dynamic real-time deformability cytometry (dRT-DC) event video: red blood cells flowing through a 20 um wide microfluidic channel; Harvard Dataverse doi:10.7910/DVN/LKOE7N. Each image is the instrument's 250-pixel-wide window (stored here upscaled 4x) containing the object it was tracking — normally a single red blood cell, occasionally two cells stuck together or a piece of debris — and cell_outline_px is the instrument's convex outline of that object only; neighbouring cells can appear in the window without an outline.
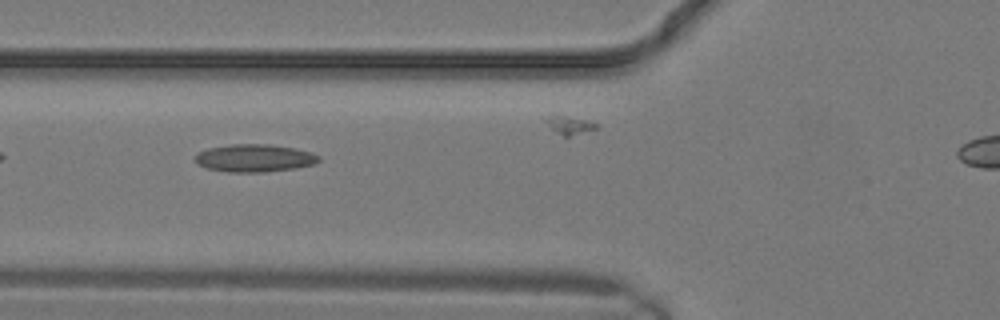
{"species": "common noctule bat (a hibernating species)", "species_latin": "Nyctalus noctula", "temperature_condition": "warm", "stored_images_in_passage": 7, "camera_frame_rate_fps": 3000, "um_per_image_px": 0.085, "animal": {"sex": "male", "body_mass_g": 19.2, "forearm_length_mm": 51.8}, "frame": {"image": 1, "passage_image": 3, "time_ms": 0.667, "image_size_px": [1000, 320], "cell_outline_px": [[320, 160], [316, 164], [296, 168], [264, 172], [228, 172], [208, 168], [196, 164], [196, 156], [200, 152], [208, 148], [228, 144], [272, 144], [296, 148], [312, 152], [320, 156]], "centroid_in_image_um": [21.68, 13.43], "position_along_channel_um": 104.1, "area_um2": 20.11}}
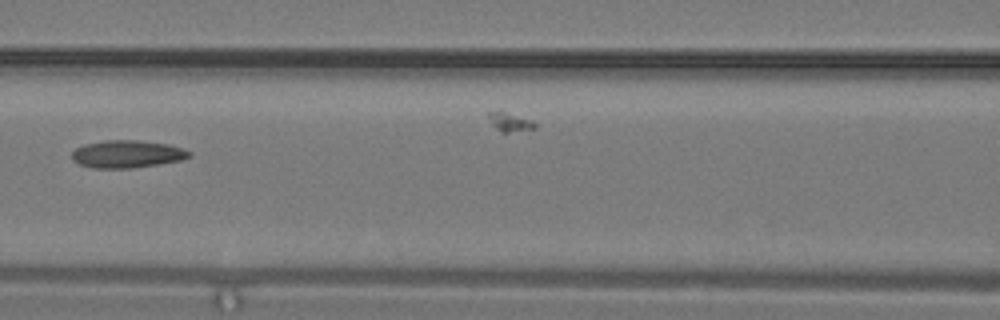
{"frame": {"image": 2, "passage_image": 5, "time_ms": 1.333, "image_size_px": [1000, 320], "cell_outline_px": [[192, 156], [180, 160], [132, 168], [92, 168], [80, 164], [72, 160], [72, 152], [76, 148], [84, 144], [104, 140], [140, 140], [168, 144], [192, 152]], "centroid_in_image_um": [10.78, 13.09], "position_along_channel_um": 155.8, "area_um2": 18.79}}